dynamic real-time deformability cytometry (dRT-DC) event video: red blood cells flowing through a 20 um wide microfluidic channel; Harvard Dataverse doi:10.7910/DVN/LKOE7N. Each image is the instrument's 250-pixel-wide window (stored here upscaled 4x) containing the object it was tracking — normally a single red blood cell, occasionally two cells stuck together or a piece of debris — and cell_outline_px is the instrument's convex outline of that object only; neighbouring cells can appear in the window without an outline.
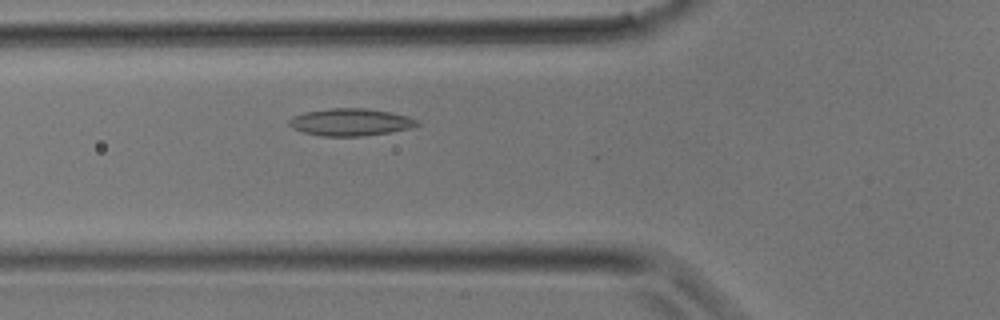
{"species": "common noctule bat (a hibernating species)", "species_latin": "Nyctalus noctula", "temperature_condition": "room temperature", "stored_images_in_passage": 24, "segment_of_instrument_passage": [1, 2], "camera_frame_rate_fps": 3000, "um_per_image_px": 0.085, "animal": {"sex": "male", "body_mass_g": 17.9}, "frame": {"image": 1, "passage_image": 2, "time_ms": 0.333, "image_size_px": [1000, 320], "cell_outline_px": [[420, 124], [412, 128], [388, 132], [360, 136], [320, 136], [304, 132], [292, 128], [288, 124], [288, 120], [292, 116], [308, 112], [328, 108], [364, 108], [392, 112], [408, 116], [416, 120]], "centroid_in_image_um": [29.79, 10.38], "position_along_channel_um": 96.0, "area_um2": 20.29}}
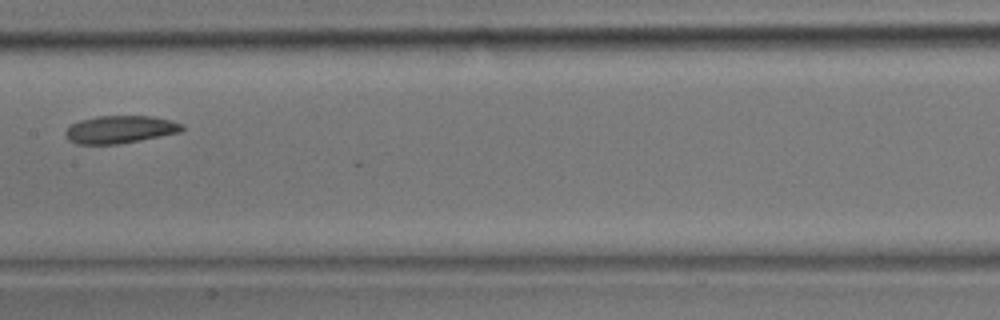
{"frame": {"image": 2, "passage_image": 7, "time_ms": 2.0, "image_size_px": [1000, 320], "cell_outline_px": [[184, 128], [180, 132], [120, 144], [76, 144], [68, 140], [64, 132], [72, 124], [80, 120], [100, 116], [152, 116], [172, 120], [180, 124]], "centroid_in_image_um": [10.19, 11.01], "position_along_channel_um": 197.2, "area_um2": 18.67}}
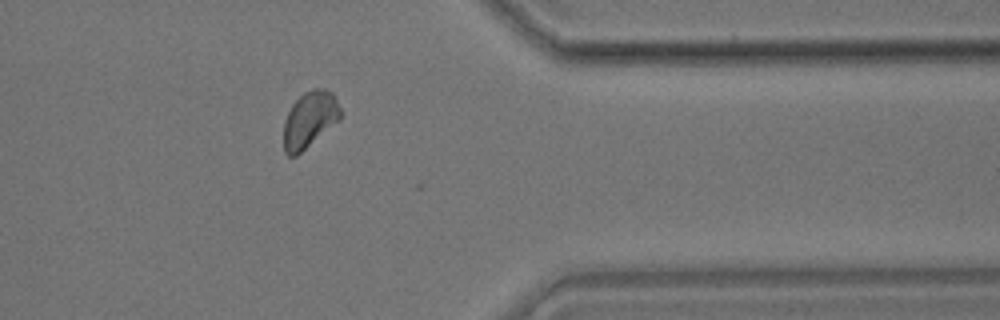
{"frame": {"image": 3, "passage_image": 17, "time_ms": 5.333, "image_size_px": [1000, 320], "cell_outline_px": [[344, 112], [340, 120], [296, 156], [288, 156], [284, 152], [284, 120], [292, 104], [304, 92], [312, 88], [324, 88], [332, 92]], "centroid_in_image_um": [26.35, 10.14], "position_along_channel_um": 385.1, "area_um2": 18.84}}